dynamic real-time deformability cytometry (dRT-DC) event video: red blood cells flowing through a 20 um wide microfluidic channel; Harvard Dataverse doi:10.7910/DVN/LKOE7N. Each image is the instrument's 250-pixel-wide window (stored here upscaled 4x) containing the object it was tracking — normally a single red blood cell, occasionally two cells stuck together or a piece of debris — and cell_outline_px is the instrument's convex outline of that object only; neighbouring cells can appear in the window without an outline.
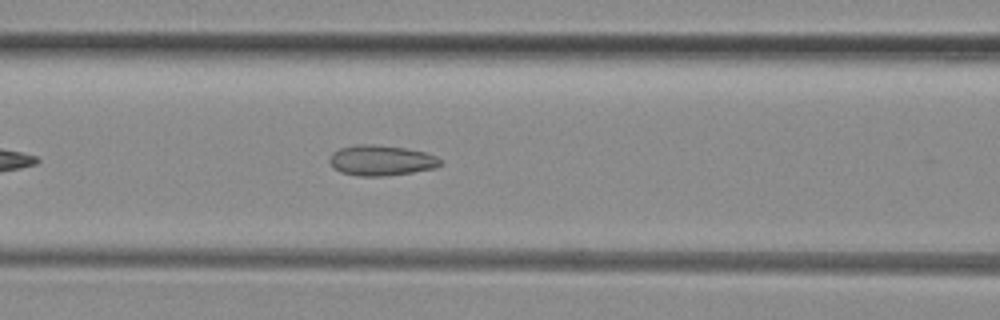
{"species": "common noctule bat (a hibernating species)", "species_latin": "Nyctalus noctula", "temperature_condition": "room temperature", "stored_images_in_passage": 36, "camera_frame_rate_fps": 3000, "um_per_image_px": 0.085, "animal": {"sex": "female", "body_mass_g": 29.2, "forearm_length_mm": 56.3}, "frame": {"image": 1, "passage_image": 9, "time_ms": 2.667, "image_size_px": [1000, 320], "cell_outline_px": [[444, 164], [436, 168], [412, 172], [384, 176], [356, 176], [340, 172], [332, 168], [328, 160], [332, 152], [340, 148], [356, 144], [376, 144], [404, 148], [424, 152], [436, 156]], "centroid_in_image_um": [32.37, 13.63], "position_along_channel_um": 134.2, "area_um2": 19.88}}
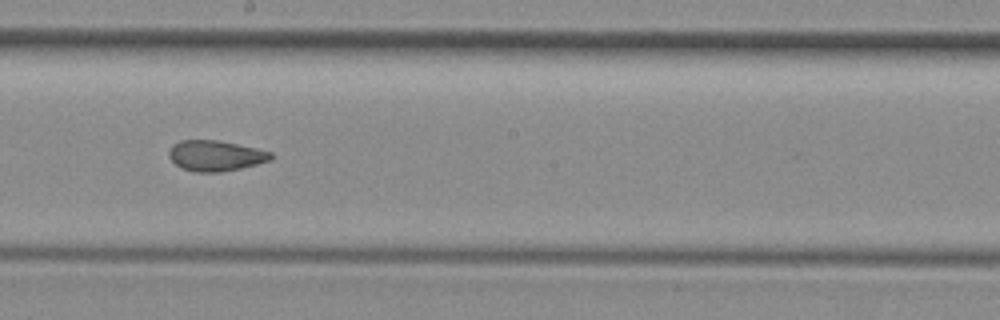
{"frame": {"image": 2, "passage_image": 16, "time_ms": 5.0, "image_size_px": [1000, 320], "cell_outline_px": [[272, 160], [240, 168], [220, 172], [192, 172], [180, 168], [168, 156], [168, 152], [172, 144], [180, 140], [216, 140], [256, 148], [272, 152]], "centroid_in_image_um": [18.28, 13.24], "position_along_channel_um": 229.9, "area_um2": 18.21}}
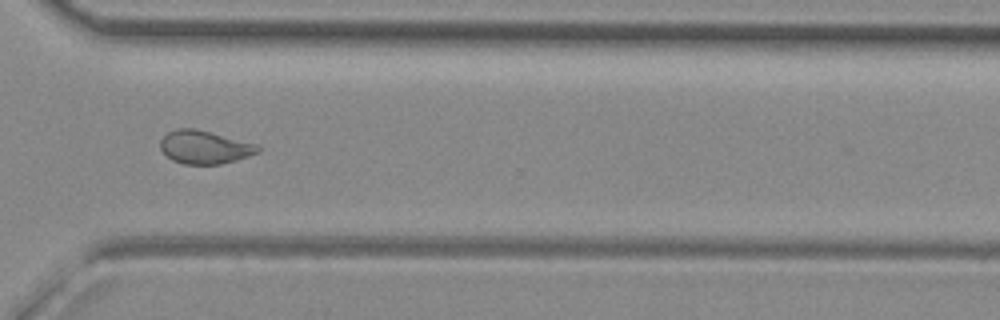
{"frame": {"image": 3, "passage_image": 25, "time_ms": 8.0, "image_size_px": [1000, 320], "cell_outline_px": [[260, 152], [236, 160], [220, 164], [184, 164], [172, 160], [160, 148], [160, 140], [168, 132], [176, 128], [196, 128], [260, 144]], "centroid_in_image_um": [17.43, 12.49], "position_along_channel_um": 353.2, "area_um2": 19.07}, "authors_computed_cell_mechanics": {"area_um2": 19.1607, "velocity_mm_per_s": 4.1076, "shape_relaxation_time_tau1_ms": null, "shape_relaxation_time_tau2_ms": 1.3333, "deformation_change_tau1": null, "deformation_change_tau2": 0.0689}}